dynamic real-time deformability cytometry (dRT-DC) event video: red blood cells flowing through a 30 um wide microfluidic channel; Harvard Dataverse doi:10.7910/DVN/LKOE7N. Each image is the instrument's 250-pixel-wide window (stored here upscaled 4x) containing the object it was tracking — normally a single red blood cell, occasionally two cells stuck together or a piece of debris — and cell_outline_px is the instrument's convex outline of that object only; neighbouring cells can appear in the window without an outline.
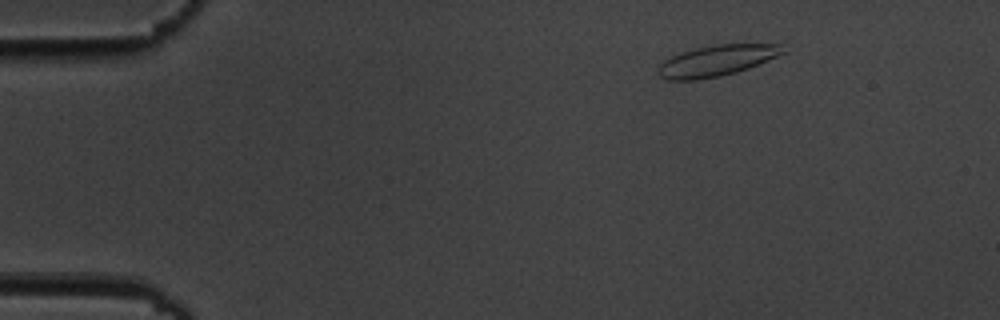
{"species": "common noctule bat (a hibernating species)", "species_latin": "Nyctalus noctula", "temperature_condition": "cold", "stored_images_in_passage": 5, "camera_frame_rate_fps": 3000, "um_per_image_px": 0.085, "animal": {"sex": "male", "body_mass_g": 19.5, "forearm_length_mm": 54.6}, "frame": {"image": 1, "passage_image": 1, "time_ms": 0.0, "image_size_px": [1000, 320], "cell_outline_px": [[784, 52], [768, 60], [748, 68], [736, 72], [720, 76], [696, 80], [668, 80], [660, 76], [656, 72], [660, 64], [664, 60], [680, 52], [712, 44], [780, 44]], "centroid_in_image_um": [60.86, 5.16], "position_along_channel_um": 24.1, "area_um2": 22.37}}
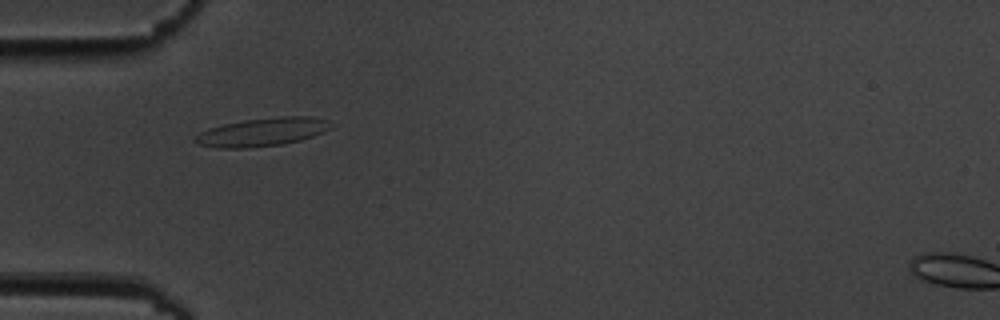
{"frame": {"image": 2, "passage_image": 4, "time_ms": 3.333, "image_size_px": [1000, 320], "cell_outline_px": [[336, 124], [332, 128], [324, 132], [300, 140], [284, 144], [248, 148], [216, 148], [200, 144], [192, 140], [192, 136], [208, 128], [224, 124], [244, 120], [280, 116], [312, 116], [328, 120]], "centroid_in_image_um": [22.32, 11.21], "position_along_channel_um": 62.7, "area_um2": 22.77}}
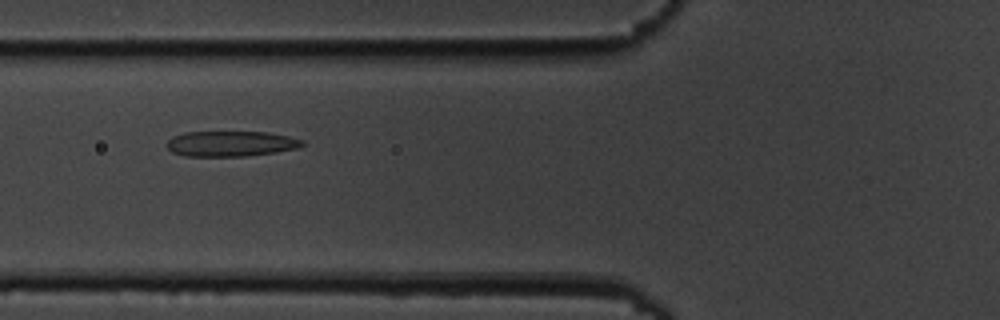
{"frame": {"image": 3, "passage_image": 5, "time_ms": 4.667, "image_size_px": [1000, 320], "cell_outline_px": [[304, 144], [300, 148], [276, 152], [248, 156], [184, 156], [172, 152], [168, 148], [168, 140], [172, 136], [184, 132], [268, 132], [288, 136], [304, 140]], "centroid_in_image_um": [19.64, 12.21], "position_along_channel_um": 106.2, "area_um2": 20.17}}